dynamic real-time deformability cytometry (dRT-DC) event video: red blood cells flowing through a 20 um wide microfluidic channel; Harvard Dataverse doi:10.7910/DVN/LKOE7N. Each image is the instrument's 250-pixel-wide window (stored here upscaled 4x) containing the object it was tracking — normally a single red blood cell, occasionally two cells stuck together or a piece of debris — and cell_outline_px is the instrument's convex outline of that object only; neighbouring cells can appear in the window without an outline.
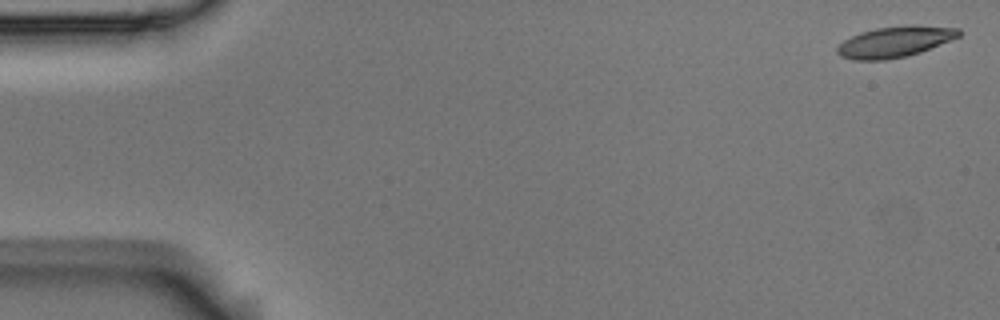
{"species": "Egyptian fruit bat (a non-hibernating species)", "species_latin": "Rousettus aegyptiacus", "temperature_condition": "room temperature", "stored_images_in_passage": 5, "camera_frame_rate_fps": 3000, "um_per_image_px": 0.085, "animal": {"sex": "male"}, "frame": {"image": 1, "passage_image": 1, "time_ms": 0.0, "image_size_px": [1000, 320], "cell_outline_px": [[960, 36], [920, 52], [908, 56], [884, 60], [852, 60], [840, 56], [836, 52], [836, 48], [844, 40], [860, 32], [876, 28], [908, 24], [916, 24], [960, 28]], "centroid_in_image_um": [76.06, 3.54], "position_along_channel_um": 8.9, "area_um2": 22.08}}
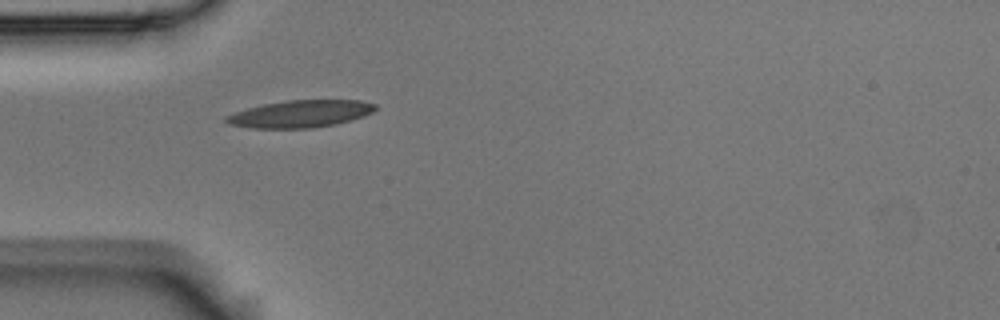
{"frame": {"image": 2, "passage_image": 5, "time_ms": 1.333, "image_size_px": [1000, 320], "cell_outline_px": [[376, 108], [372, 112], [364, 116], [352, 120], [336, 124], [316, 128], [252, 128], [228, 124], [224, 120], [224, 116], [248, 108], [264, 104], [288, 100], [360, 100], [376, 104]], "centroid_in_image_um": [25.54, 9.68], "position_along_channel_um": 59.5, "area_um2": 23.7}}